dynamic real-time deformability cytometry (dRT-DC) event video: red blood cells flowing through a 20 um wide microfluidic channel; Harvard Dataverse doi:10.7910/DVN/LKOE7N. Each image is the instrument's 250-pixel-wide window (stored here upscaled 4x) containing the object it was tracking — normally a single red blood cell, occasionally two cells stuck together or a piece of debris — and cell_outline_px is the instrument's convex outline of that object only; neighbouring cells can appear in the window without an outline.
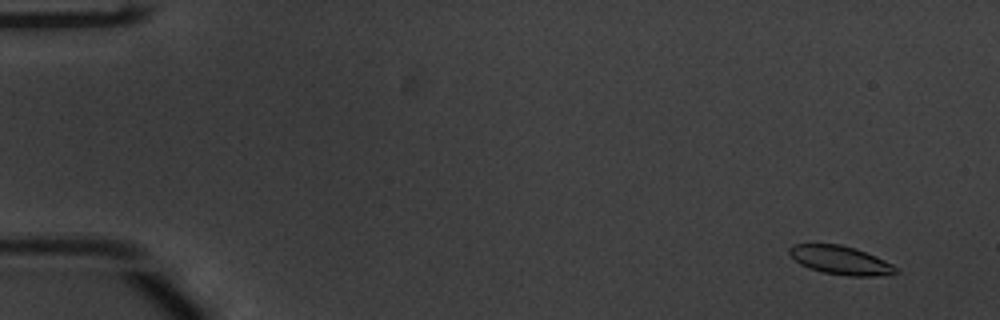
{"species": "common noctule bat (a hibernating species)", "species_latin": "Nyctalus noctula", "temperature_condition": "warm", "stored_images_in_passage": 52, "segment_of_instrument_passage": [1, 2], "camera_frame_rate_fps": 3000, "um_per_image_px": 0.085, "animal": {"sex": "male", "body_mass_g": 20.1, "forearm_length_mm": 53.5}, "frame": {"image": 1, "passage_image": 1, "time_ms": 0.0, "image_size_px": [1000, 320], "cell_outline_px": [[900, 272], [888, 276], [848, 276], [824, 272], [808, 268], [800, 264], [788, 252], [788, 248], [792, 244], [840, 244], [856, 248], [876, 256], [892, 264]], "centroid_in_image_um": [71.47, 22.12], "position_along_channel_um": 13.5, "area_um2": 17.86}}
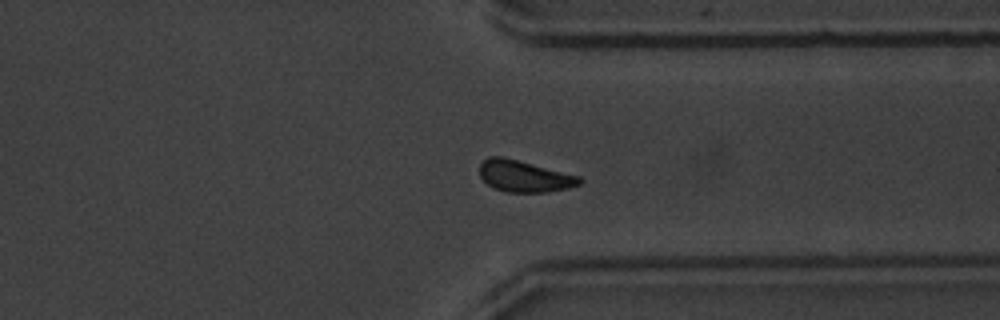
{"frame": {"image": 2, "passage_image": 39, "time_ms": 12.667, "image_size_px": [1000, 320], "cell_outline_px": [[584, 180], [580, 184], [568, 188], [548, 192], [504, 192], [492, 188], [480, 176], [480, 164], [488, 156], [504, 156], [580, 176]], "centroid_in_image_um": [44.57, 14.97], "position_along_channel_um": 366.8, "area_um2": 18.55}}
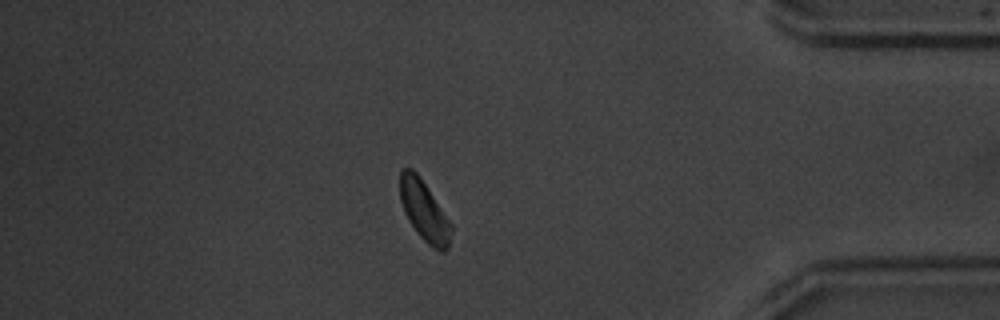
{"frame": {"image": 3, "passage_image": 44, "time_ms": 14.333, "image_size_px": [1000, 320], "cell_outline_px": [[452, 228], [448, 248], [444, 252], [440, 252], [428, 244], [416, 232], [408, 220], [404, 212], [400, 200], [400, 172], [404, 168], [412, 168], [420, 176], [452, 224]], "centroid_in_image_um": [36.05, 17.93], "position_along_channel_um": 399.1, "area_um2": 17.98}}